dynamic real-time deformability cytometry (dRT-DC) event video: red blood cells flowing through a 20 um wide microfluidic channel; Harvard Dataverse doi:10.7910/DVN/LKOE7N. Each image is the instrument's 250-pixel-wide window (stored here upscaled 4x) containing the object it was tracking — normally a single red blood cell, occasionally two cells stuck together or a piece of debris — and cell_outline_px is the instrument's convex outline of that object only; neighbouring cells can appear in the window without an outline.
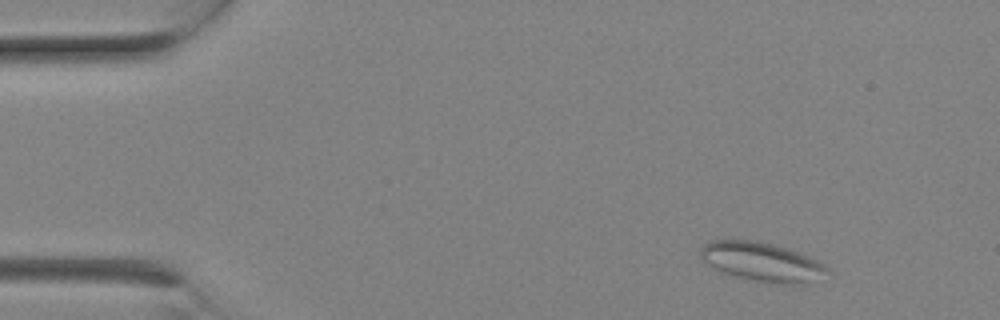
{"species": "Egyptian fruit bat (a non-hibernating species)", "species_latin": "Rousettus aegyptiacus", "temperature_condition": "room temperature", "stored_images_in_passage": 2, "camera_frame_rate_fps": 3000, "um_per_image_px": 0.085, "animal": {"sex": "female"}, "frame": {"image": 1, "passage_image": 1, "time_ms": 0.0, "image_size_px": [1000, 320], "cell_outline_px": [[832, 272], [800, 284], [776, 284], [736, 276], [724, 272], [716, 268], [704, 260], [700, 256], [700, 252], [704, 244], [712, 240], [756, 240], [776, 244], [808, 256], [824, 264]], "centroid_in_image_um": [64.79, 22.24], "position_along_channel_um": 20.2, "area_um2": 28.38}}